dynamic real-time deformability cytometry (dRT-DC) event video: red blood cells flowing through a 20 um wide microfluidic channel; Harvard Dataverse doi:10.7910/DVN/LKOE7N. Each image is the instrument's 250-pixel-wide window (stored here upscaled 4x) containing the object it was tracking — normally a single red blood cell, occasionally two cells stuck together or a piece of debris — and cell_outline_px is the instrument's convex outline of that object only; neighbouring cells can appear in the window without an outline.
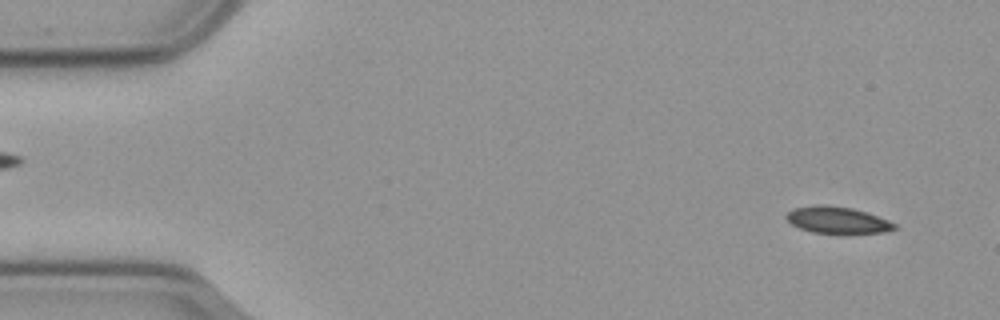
{"species": "common noctule bat (a hibernating species)", "species_latin": "Nyctalus noctula", "temperature_condition": "cold", "stored_images_in_passage": 9, "camera_frame_rate_fps": 3000, "um_per_image_px": 0.085, "animal": {"sex": "male", "body_mass_g": 23.1, "forearm_length_mm": 52.7}, "frame": {"image": 1, "passage_image": 1, "time_ms": 0.0, "image_size_px": [1000, 320], "cell_outline_px": [[900, 228], [884, 232], [848, 236], [836, 236], [812, 232], [800, 228], [792, 224], [784, 216], [792, 208], [820, 204], [824, 204], [852, 208], [888, 220], [896, 224]], "centroid_in_image_um": [71.21, 18.76], "position_along_channel_um": 13.8, "area_um2": 17.69}}